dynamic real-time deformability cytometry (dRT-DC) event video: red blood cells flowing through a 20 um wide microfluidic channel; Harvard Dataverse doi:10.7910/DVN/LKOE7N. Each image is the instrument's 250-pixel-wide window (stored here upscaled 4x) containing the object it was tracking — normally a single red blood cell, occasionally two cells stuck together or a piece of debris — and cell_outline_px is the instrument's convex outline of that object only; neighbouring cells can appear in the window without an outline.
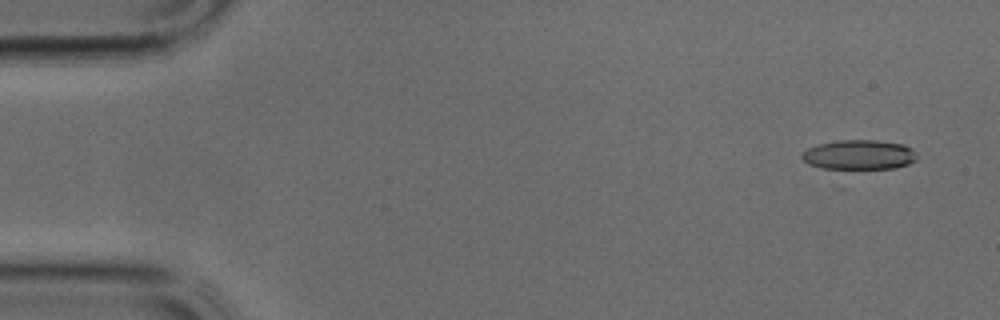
{"species": "common noctule bat (a hibernating species)", "species_latin": "Nyctalus noctula", "temperature_condition": "cold", "stored_images_in_passage": 37, "camera_frame_rate_fps": 3000, "um_per_image_px": 0.085, "animal": {"sex": "male", "body_mass_g": 17.9, "forearm_length_mm": 54.2}, "frame": {"image": 1, "passage_image": 2, "time_ms": 0.333, "image_size_px": [1000, 320], "cell_outline_px": [[916, 160], [908, 164], [896, 168], [844, 172], [832, 172], [808, 164], [800, 156], [808, 148], [820, 144], [840, 140], [876, 140], [904, 144], [912, 148], [916, 152]], "centroid_in_image_um": [73.0, 13.22], "position_along_channel_um": 12.0, "area_um2": 21.04}}
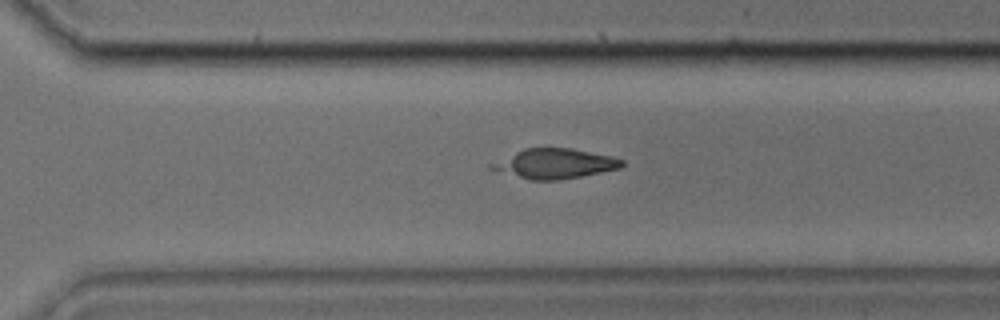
{"frame": {"image": 2, "passage_image": 26, "time_ms": 8.333, "image_size_px": [1000, 320], "cell_outline_px": [[624, 164], [620, 168], [580, 176], [556, 180], [528, 180], [488, 168], [488, 164], [524, 148], [572, 148], [612, 156], [624, 160]], "centroid_in_image_um": [47.13, 13.9], "position_along_channel_um": 323.5, "area_um2": 22.54}}
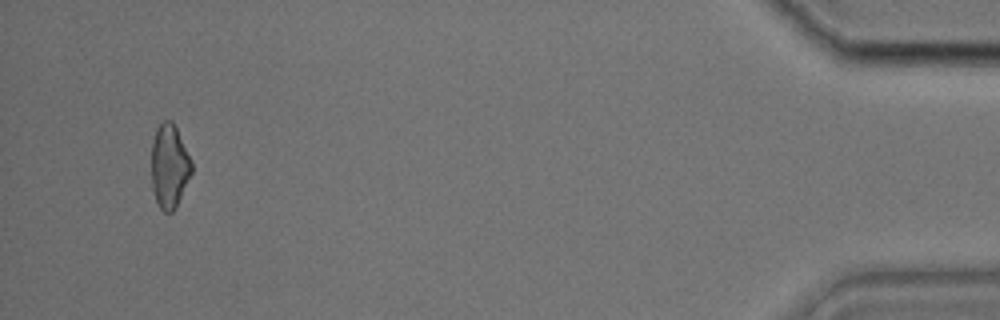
{"frame": {"image": 3, "passage_image": 36, "time_ms": 11.667, "image_size_px": [1000, 320], "cell_outline_px": [[192, 172], [176, 208], [172, 212], [164, 212], [160, 208], [156, 200], [152, 188], [152, 144], [156, 128], [164, 120], [172, 120], [192, 160]], "centroid_in_image_um": [14.4, 14.13], "position_along_channel_um": 420.8, "area_um2": 19.59}}